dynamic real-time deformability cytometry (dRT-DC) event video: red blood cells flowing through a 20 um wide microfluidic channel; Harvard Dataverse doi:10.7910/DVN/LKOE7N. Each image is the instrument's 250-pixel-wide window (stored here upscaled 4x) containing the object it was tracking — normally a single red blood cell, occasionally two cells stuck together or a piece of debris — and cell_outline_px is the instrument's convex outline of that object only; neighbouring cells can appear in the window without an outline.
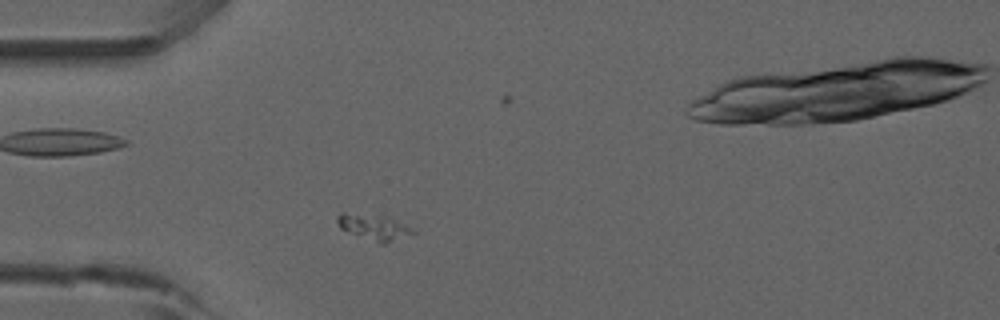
{"species": "common noctule bat (a hibernating species)", "species_latin": "Nyctalus noctula", "temperature_condition": "room temperature", "stored_images_in_passage": 45, "camera_frame_rate_fps": 3000, "um_per_image_px": 0.085, "animal": {"sex": "male", "forearm_length_mm": 52.5}, "frame": {"image": 1, "passage_image": 5, "time_ms": 1.333, "image_size_px": [1000, 320], "cell_outline_px": [[416, 232], [384, 244], [380, 244], [340, 228], [336, 220], [336, 216], [340, 212], [344, 212], [388, 216], [404, 224]], "centroid_in_image_um": [31.73, 19.28], "position_along_channel_um": 53.3, "area_um2": 11.21}}
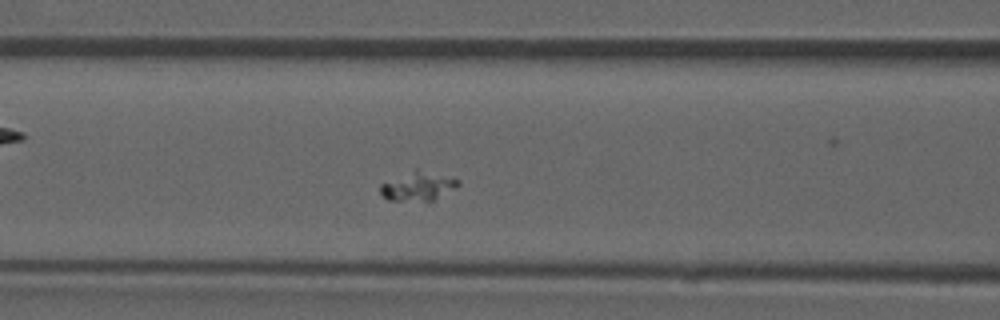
{"frame": {"image": 2, "passage_image": 12, "time_ms": 3.667, "image_size_px": [1000, 320], "cell_outline_px": [[460, 184], [456, 188], [432, 200], [388, 200], [380, 192], [380, 184], [416, 168], [460, 180]], "centroid_in_image_um": [35.53, 15.81], "position_along_channel_um": 131.1, "area_um2": 12.83}}
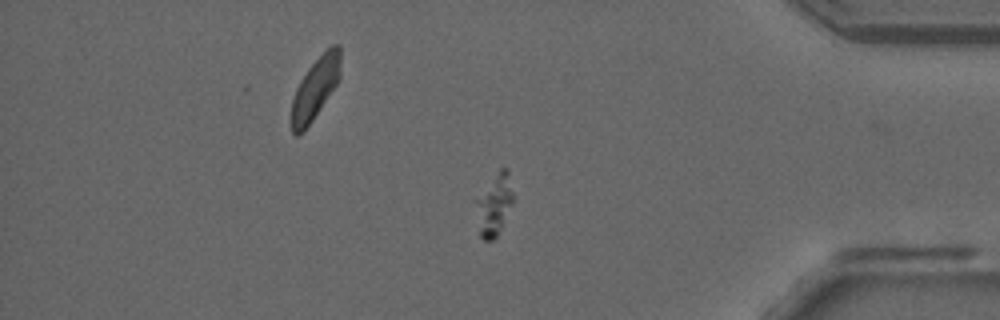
{"frame": {"image": 3, "passage_image": 35, "time_ms": 11.333, "image_size_px": [1000, 320], "cell_outline_px": [[512, 200], [496, 236], [492, 240], [484, 240], [480, 236], [476, 200], [500, 168], [508, 168], [512, 192]], "centroid_in_image_um": [42.01, 17.37], "position_along_channel_um": 393.2, "area_um2": 12.31}}